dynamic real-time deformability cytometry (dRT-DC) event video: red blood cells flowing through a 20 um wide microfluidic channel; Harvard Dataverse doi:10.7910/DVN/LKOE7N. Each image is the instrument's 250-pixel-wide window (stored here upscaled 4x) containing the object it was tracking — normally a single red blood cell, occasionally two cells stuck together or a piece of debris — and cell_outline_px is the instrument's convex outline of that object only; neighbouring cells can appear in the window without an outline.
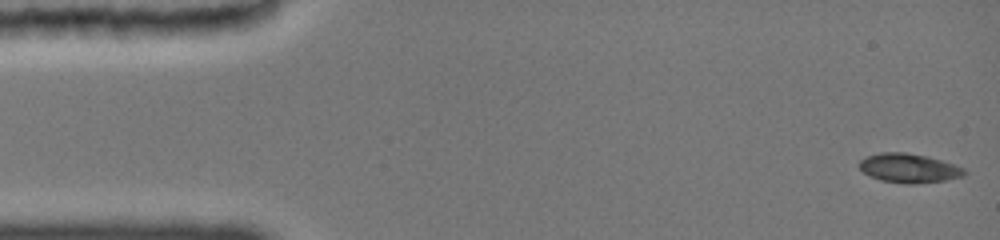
{"species": "common noctule bat (a hibernating species)", "species_latin": "Nyctalus noctula", "temperature_condition": "cold", "stored_images_in_passage": 35, "camera_frame_rate_fps": 3000, "um_per_image_px": 0.085, "animal": {"sex": "female", "body_mass_g": 19.0, "forearm_length_mm": 51.5}, "frame": {"image": 1, "passage_image": 1, "time_ms": 0.0, "image_size_px": [1000, 240], "cell_outline_px": [[968, 172], [964, 176], [944, 180], [916, 184], [904, 184], [880, 180], [868, 176], [860, 168], [860, 160], [868, 156], [884, 152], [904, 152], [924, 156], [940, 160], [964, 168]], "centroid_in_image_um": [77.26, 14.31], "position_along_channel_um": 7.7, "area_um2": 17.69}}
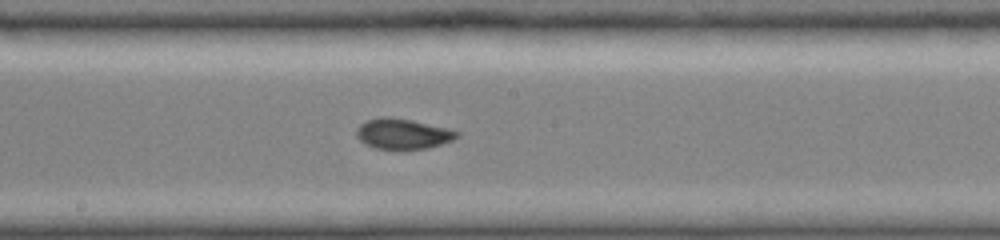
{"frame": {"image": 2, "passage_image": 20, "time_ms": 8.333, "image_size_px": [1000, 240], "cell_outline_px": [[456, 136], [452, 140], [440, 144], [424, 148], [376, 148], [360, 140], [356, 136], [356, 132], [360, 124], [368, 120], [412, 120], [444, 128], [456, 132]], "centroid_in_image_um": [34.22, 11.41], "position_along_channel_um": 214.0, "area_um2": 16.3}}
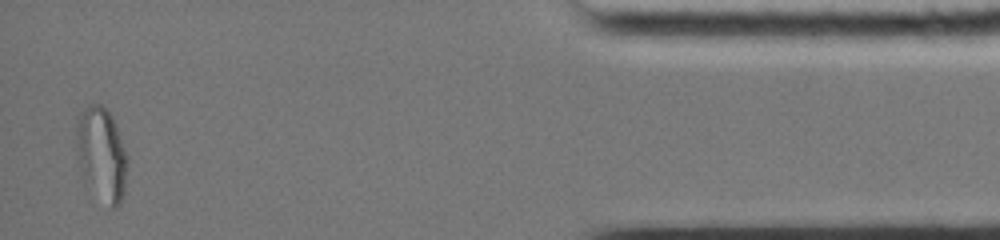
{"frame": {"image": 3, "passage_image": 35, "time_ms": 15.333, "image_size_px": [1000, 240], "cell_outline_px": [[128, 160], [124, 192], [120, 204], [116, 208], [112, 208], [84, 184], [80, 176], [76, 144], [76, 116], [88, 104], [100, 104], [108, 108], [112, 116], [128, 156]], "centroid_in_image_um": [8.6, 13.09], "position_along_channel_um": 426.6, "area_um2": 28.61}, "authors_computed_cell_mechanics": {"area_um2": 17.34, "velocity_mm_per_s": 3.8921, "shape_relaxation_time_tau1_ms": null, "shape_relaxation_time_tau2_ms": 0.8691, "deformation_change_tau1": null, "deformation_change_tau2": 0.0323}}